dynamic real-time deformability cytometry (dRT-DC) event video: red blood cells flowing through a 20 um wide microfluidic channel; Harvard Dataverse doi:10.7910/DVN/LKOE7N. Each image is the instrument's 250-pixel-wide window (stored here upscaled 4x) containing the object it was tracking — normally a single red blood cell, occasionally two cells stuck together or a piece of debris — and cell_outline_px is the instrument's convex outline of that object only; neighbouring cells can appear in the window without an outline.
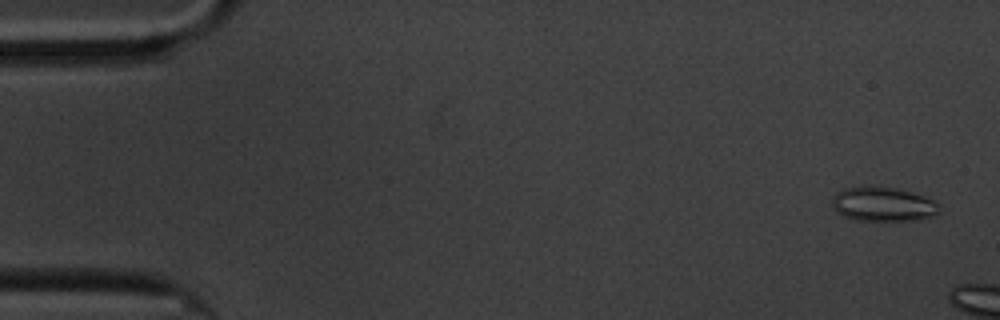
{"species": "common noctule bat (a hibernating species)", "species_latin": "Nyctalus noctula", "temperature_condition": "cold", "stored_images_in_passage": 16, "camera_frame_rate_fps": 3000, "um_per_image_px": 0.085, "animal": {"sex": "male", "body_mass_g": 20.1, "forearm_length_mm": 53.5}, "frame": {"image": 1, "passage_image": 3, "time_ms": 0.667, "image_size_px": [1000, 320], "cell_outline_px": [[940, 212], [932, 216], [916, 220], [856, 220], [844, 216], [836, 212], [832, 208], [832, 196], [836, 192], [844, 188], [864, 184], [896, 188], [932, 200], [940, 204]], "centroid_in_image_um": [74.99, 17.34], "position_along_channel_um": 10.0, "area_um2": 21.68}}